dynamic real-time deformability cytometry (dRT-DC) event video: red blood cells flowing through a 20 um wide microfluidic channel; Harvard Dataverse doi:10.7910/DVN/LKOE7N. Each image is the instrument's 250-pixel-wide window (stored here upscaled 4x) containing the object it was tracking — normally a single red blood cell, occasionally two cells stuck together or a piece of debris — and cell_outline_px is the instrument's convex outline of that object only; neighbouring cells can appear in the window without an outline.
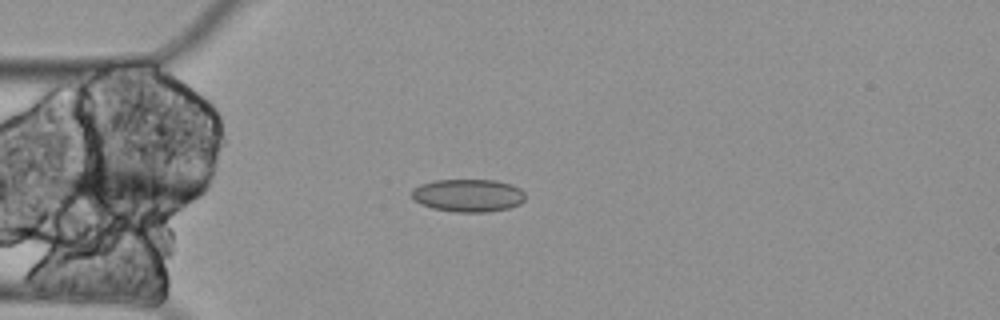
{"species": "Egyptian fruit bat (a non-hibernating species)", "species_latin": "Rousettus aegyptiacus", "temperature_condition": "cold", "stored_images_in_passage": 5, "camera_frame_rate_fps": 3000, "um_per_image_px": 0.085, "animal": {"sex": "female"}, "frame": {"image": 1, "passage_image": 5, "time_ms": 1.333, "image_size_px": [1000, 320], "cell_outline_px": [[524, 200], [520, 204], [508, 208], [488, 212], [456, 212], [432, 208], [420, 204], [412, 200], [412, 188], [420, 184], [436, 180], [496, 180], [512, 184], [520, 188], [524, 192]], "centroid_in_image_um": [39.78, 16.61], "position_along_channel_um": 45.2, "area_um2": 21.91}}